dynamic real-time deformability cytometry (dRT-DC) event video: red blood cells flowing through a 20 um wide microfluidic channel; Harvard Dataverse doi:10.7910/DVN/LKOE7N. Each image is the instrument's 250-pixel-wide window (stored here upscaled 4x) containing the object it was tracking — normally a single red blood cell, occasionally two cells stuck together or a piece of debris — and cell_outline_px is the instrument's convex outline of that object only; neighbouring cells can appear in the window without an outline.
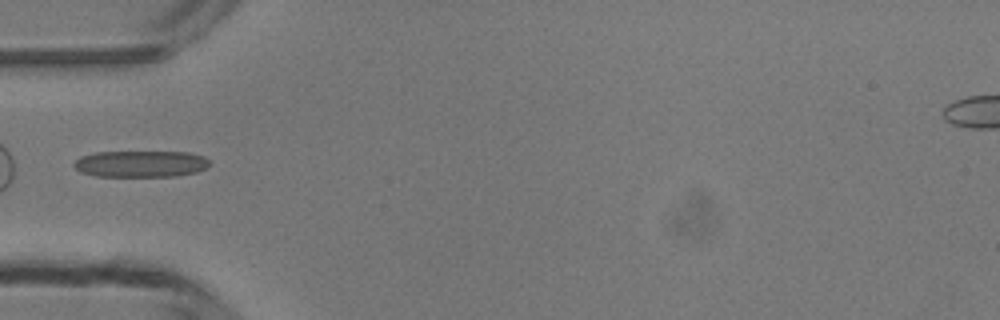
{"species": "common noctule bat (a hibernating species)", "species_latin": "Nyctalus noctula", "temperature_condition": "room temperature", "stored_images_in_passage": 33, "camera_frame_rate_fps": 3000, "um_per_image_px": 0.085, "animal": {"sex": "male", "body_mass_g": 13.3}, "frame": {"image": 1, "passage_image": 1, "time_ms": 0.0, "image_size_px": [1000, 320], "cell_outline_px": [[212, 164], [196, 172], [176, 176], [96, 176], [80, 172], [72, 164], [80, 156], [96, 152], [188, 152], [204, 156]], "centroid_in_image_um": [11.96, 13.92], "position_along_channel_um": 73.0, "area_um2": 20.98}}